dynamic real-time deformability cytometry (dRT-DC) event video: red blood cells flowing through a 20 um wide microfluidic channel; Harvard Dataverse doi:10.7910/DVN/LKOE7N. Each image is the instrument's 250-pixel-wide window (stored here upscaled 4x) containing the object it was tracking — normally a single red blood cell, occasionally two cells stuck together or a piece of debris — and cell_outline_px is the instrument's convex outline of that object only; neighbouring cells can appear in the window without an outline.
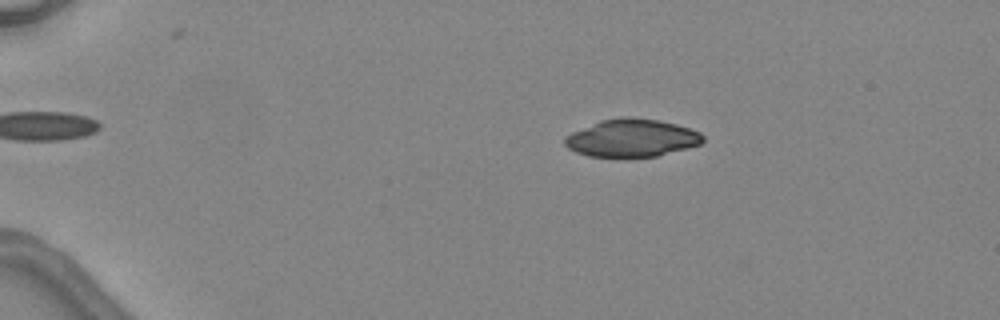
{"species": "common noctule bat (a hibernating species)", "species_latin": "Nyctalus noctula", "temperature_condition": "warm", "stored_images_in_passage": 6, "camera_frame_rate_fps": 3000, "um_per_image_px": 0.085, "animal": {"sex": "female", "body_mass_g": 24.6, "forearm_length_mm": 56.2}, "frame": {"image": 1, "passage_image": 2, "time_ms": 1.0, "image_size_px": [1000, 320], "cell_outline_px": [[704, 140], [700, 144], [688, 148], [656, 156], [588, 156], [576, 152], [568, 148], [564, 144], [564, 136], [572, 132], [600, 120], [620, 116], [628, 116], [660, 120], [676, 124], [700, 132], [704, 136]], "centroid_in_image_um": [53.69, 11.71], "position_along_channel_um": 31.3, "area_um2": 30.35}}